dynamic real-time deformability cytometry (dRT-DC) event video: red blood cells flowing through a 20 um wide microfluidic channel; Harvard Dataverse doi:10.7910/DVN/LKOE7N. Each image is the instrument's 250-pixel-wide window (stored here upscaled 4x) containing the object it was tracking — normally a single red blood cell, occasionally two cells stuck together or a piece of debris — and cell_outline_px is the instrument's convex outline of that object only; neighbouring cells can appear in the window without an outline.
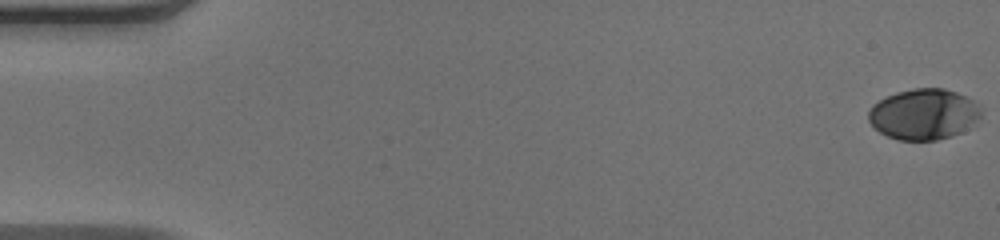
{"species": "human", "species_latin": "Homo sapiens", "temperature_condition": "warm", "stored_images_in_passage": 51, "camera_frame_rate_fps": 3000, "um_per_image_px": 0.085, "donor": {"sex": "male"}, "frame": {"image": 1, "passage_image": 1, "time_ms": 0.0, "image_size_px": [1000, 240], "cell_outline_px": [[980, 116], [976, 120], [960, 132], [952, 136], [936, 140], [900, 140], [888, 136], [880, 132], [868, 120], [868, 112], [872, 104], [896, 92], [912, 88], [944, 88], [956, 92], [980, 104]], "centroid_in_image_um": [78.49, 9.69], "position_along_channel_um": 6.5, "area_um2": 33.06}}
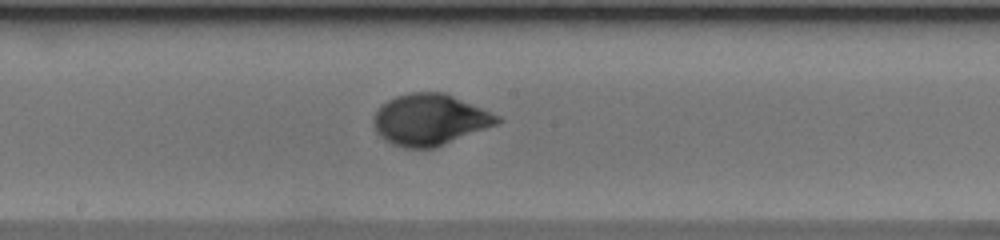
{"frame": {"image": 2, "passage_image": 28, "time_ms": 9.0, "image_size_px": [1000, 240], "cell_outline_px": [[504, 120], [496, 124], [436, 148], [404, 148], [392, 144], [384, 140], [376, 132], [372, 120], [380, 104], [396, 96], [408, 92], [444, 92], [500, 116]], "centroid_in_image_um": [36.5, 10.18], "position_along_channel_um": 211.7, "area_um2": 36.99}}
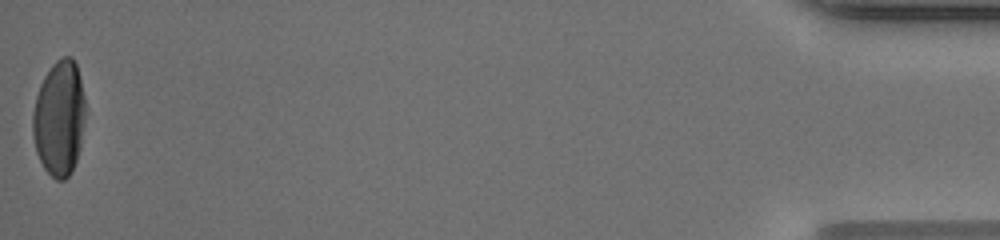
{"frame": {"image": 3, "passage_image": 51, "time_ms": 16.667, "image_size_px": [1000, 240], "cell_outline_px": [[88, 112], [80, 148], [76, 160], [68, 176], [64, 180], [56, 180], [44, 168], [36, 152], [32, 136], [32, 116], [36, 96], [40, 84], [44, 76], [52, 64], [56, 60], [64, 56], [72, 56], [76, 64]], "centroid_in_image_um": [5.05, 10.03], "position_along_channel_um": 430.1, "area_um2": 35.95}, "authors_computed_cell_mechanics": {"area_um2": 35.1424, "velocity_mm_per_s": 4.1027, "shape_relaxation_time_tau1_ms": 4.3413, "shape_relaxation_time_tau2_ms": null, "deformation_change_tau1": 0.2222, "deformation_change_tau2": null}}